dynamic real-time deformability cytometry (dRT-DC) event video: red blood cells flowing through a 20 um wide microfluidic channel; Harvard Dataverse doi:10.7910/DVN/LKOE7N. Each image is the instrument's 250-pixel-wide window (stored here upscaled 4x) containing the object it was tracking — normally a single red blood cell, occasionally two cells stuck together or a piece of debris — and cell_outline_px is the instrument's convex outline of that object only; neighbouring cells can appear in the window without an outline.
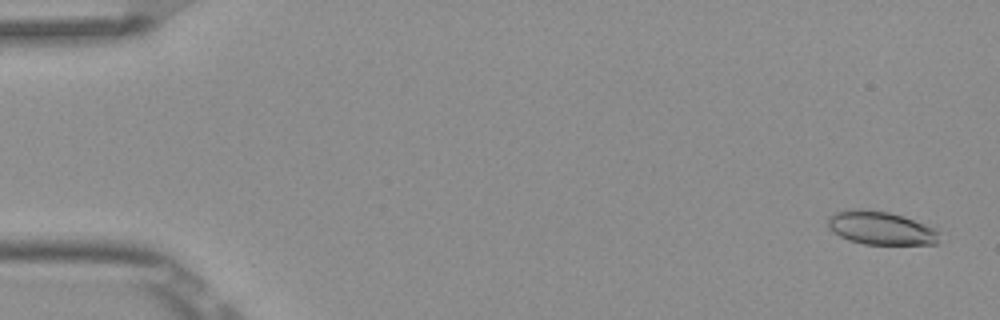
{"species": "Egyptian fruit bat (a non-hibernating species)", "species_latin": "Rousettus aegyptiacus", "temperature_condition": "room temperature", "stored_images_in_passage": 6, "camera_frame_rate_fps": 3000, "um_per_image_px": 0.085, "frame": {"image": 1, "passage_image": 1, "time_ms": 0.0, "image_size_px": [1000, 320], "cell_outline_px": [[940, 240], [936, 244], [864, 244], [848, 240], [840, 236], [828, 228], [828, 216], [836, 212], [848, 208], [856, 208], [888, 212], [904, 216], [936, 228]], "centroid_in_image_um": [74.85, 19.37], "position_along_channel_um": 10.1, "area_um2": 21.79}}
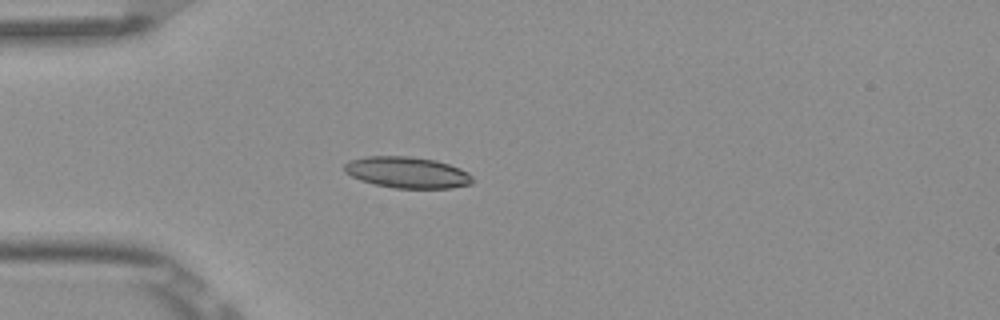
{"frame": {"image": 2, "passage_image": 5, "time_ms": 1.333, "image_size_px": [1000, 320], "cell_outline_px": [[472, 184], [452, 188], [392, 188], [360, 180], [344, 172], [344, 164], [348, 160], [364, 156], [408, 156], [436, 160], [460, 168], [468, 172], [472, 176]], "centroid_in_image_um": [34.6, 14.65], "position_along_channel_um": 50.4, "area_um2": 23.47}}